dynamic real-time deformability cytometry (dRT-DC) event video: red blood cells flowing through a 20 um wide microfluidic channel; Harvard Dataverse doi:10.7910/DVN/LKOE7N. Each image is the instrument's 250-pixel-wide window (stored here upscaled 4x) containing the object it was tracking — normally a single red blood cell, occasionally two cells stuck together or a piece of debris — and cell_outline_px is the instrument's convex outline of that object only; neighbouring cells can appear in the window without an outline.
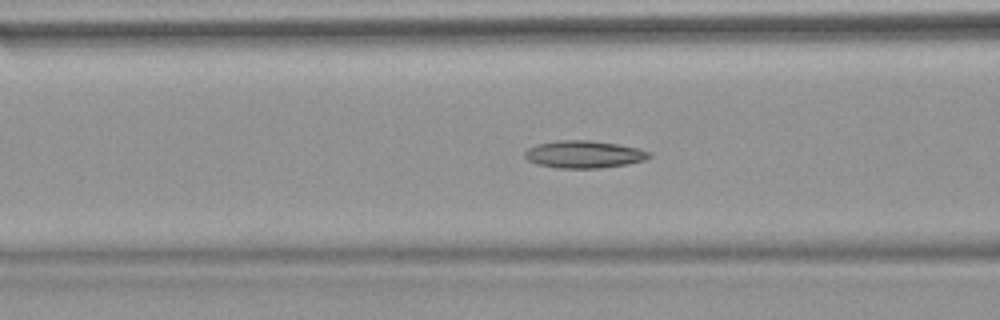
{"species": "common noctule bat (a hibernating species)", "species_latin": "Nyctalus noctula", "temperature_condition": "warm", "stored_images_in_passage": 53, "camera_frame_rate_fps": 3000, "um_per_image_px": 0.085, "animal": {"sex": "female", "body_mass_g": 18.4}, "frame": {"image": 1, "passage_image": 21, "time_ms": 6.667, "image_size_px": [1000, 320], "cell_outline_px": [[652, 156], [644, 160], [628, 164], [600, 168], [556, 168], [536, 164], [528, 160], [524, 156], [524, 152], [528, 148], [536, 144], [556, 140], [588, 140], [616, 144], [636, 148], [652, 152]], "centroid_in_image_um": [49.61, 13.12], "position_along_channel_um": 117.0, "area_um2": 19.94}}
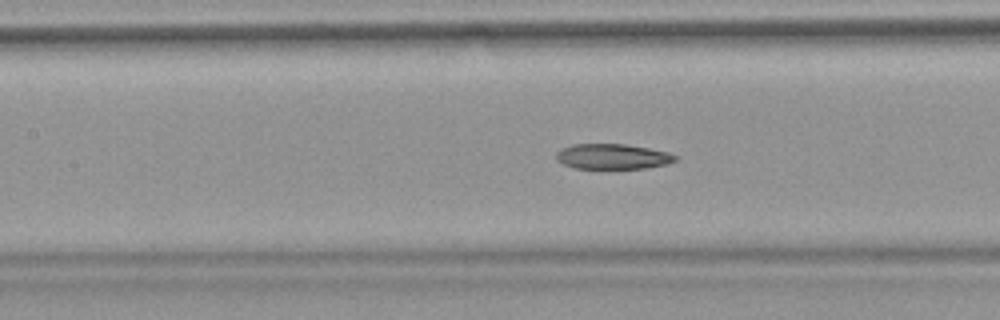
{"frame": {"image": 2, "passage_image": 24, "time_ms": 7.667, "image_size_px": [1000, 320], "cell_outline_px": [[676, 160], [668, 164], [648, 168], [576, 168], [564, 164], [556, 160], [556, 152], [572, 144], [624, 144], [648, 148], [668, 152], [676, 156]], "centroid_in_image_um": [52.08, 13.3], "position_along_channel_um": 155.3, "area_um2": 17.4}}
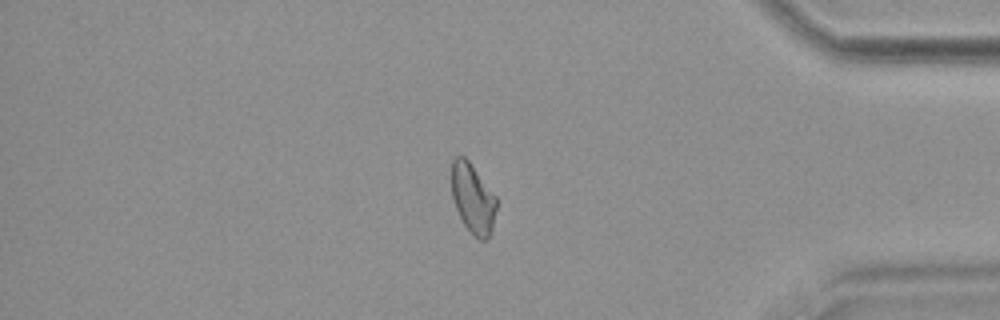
{"frame": {"image": 3, "passage_image": 45, "time_ms": 14.667, "image_size_px": [1000, 320], "cell_outline_px": [[496, 208], [492, 232], [484, 240], [480, 240], [464, 224], [456, 208], [452, 196], [452, 160], [456, 156], [464, 156], [468, 160], [496, 196]], "centroid_in_image_um": [40.2, 16.85], "position_along_channel_um": 395.0, "area_um2": 17.92}, "authors_computed_cell_mechanics": {"area_um2": 19.5364, "velocity_mm_per_s": 3.8388, "shape_relaxation_time_tau1_ms": null, "shape_relaxation_time_tau2_ms": 4.3006, "deformation_change_tau1": null, "deformation_change_tau2": 0.1164}}